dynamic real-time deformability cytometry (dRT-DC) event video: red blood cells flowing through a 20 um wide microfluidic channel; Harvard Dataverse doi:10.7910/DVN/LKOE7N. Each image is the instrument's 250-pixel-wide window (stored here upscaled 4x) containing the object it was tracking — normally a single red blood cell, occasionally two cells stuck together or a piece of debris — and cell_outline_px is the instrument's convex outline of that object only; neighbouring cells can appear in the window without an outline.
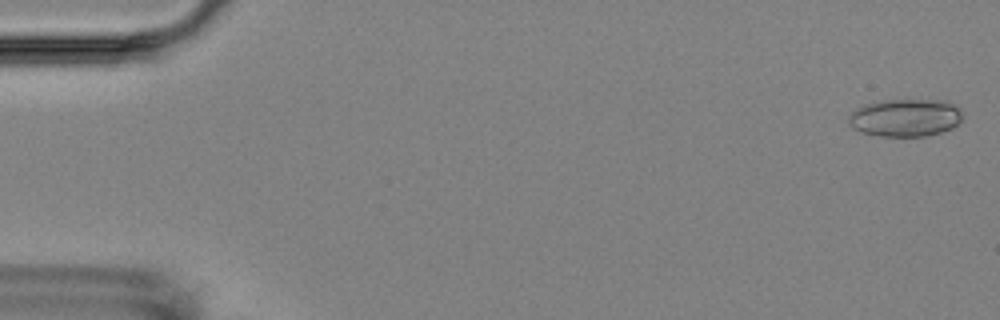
{"species": "Egyptian fruit bat (a non-hibernating species)", "species_latin": "Rousettus aegyptiacus", "temperature_condition": "room temperature", "stored_images_in_passage": 5, "camera_frame_rate_fps": 3000, "um_per_image_px": 0.085, "animal": {"sex": "female"}, "frame": {"image": 1, "passage_image": 1, "time_ms": 0.0, "image_size_px": [1000, 320], "cell_outline_px": [[964, 116], [952, 128], [940, 132], [924, 136], [880, 136], [860, 132], [852, 128], [848, 124], [848, 116], [856, 108], [864, 104], [888, 100], [948, 100], [956, 104], [964, 112]], "centroid_in_image_um": [76.97, 9.99], "position_along_channel_um": 8.0, "area_um2": 25.32}}
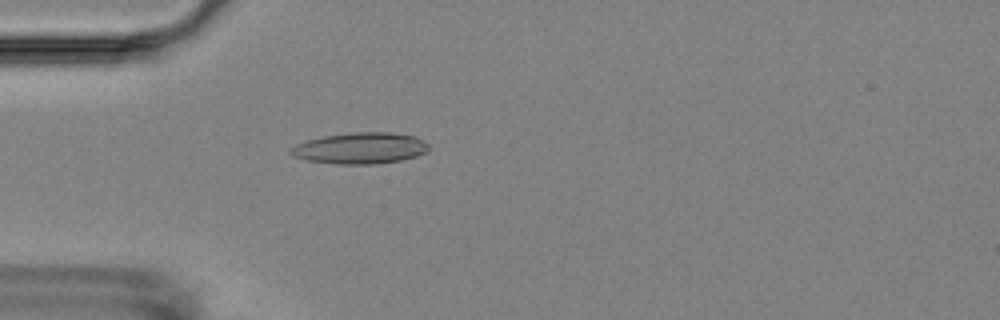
{"frame": {"image": 2, "passage_image": 5, "time_ms": 5.0, "image_size_px": [1000, 320], "cell_outline_px": [[428, 152], [416, 156], [400, 160], [372, 164], [336, 164], [308, 160], [292, 156], [288, 152], [288, 148], [296, 144], [308, 140], [324, 136], [356, 132], [392, 132], [416, 136], [424, 140], [428, 144]], "centroid_in_image_um": [30.62, 12.59], "position_along_channel_um": 54.4, "area_um2": 25.2}}